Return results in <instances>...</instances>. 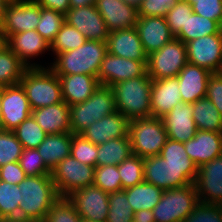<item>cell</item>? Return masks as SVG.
<instances>
[{
	"mask_svg": "<svg viewBox=\"0 0 222 222\" xmlns=\"http://www.w3.org/2000/svg\"><path fill=\"white\" fill-rule=\"evenodd\" d=\"M192 10L197 15L215 20L222 26V0H196Z\"/></svg>",
	"mask_w": 222,
	"mask_h": 222,
	"instance_id": "cell-49",
	"label": "cell"
},
{
	"mask_svg": "<svg viewBox=\"0 0 222 222\" xmlns=\"http://www.w3.org/2000/svg\"><path fill=\"white\" fill-rule=\"evenodd\" d=\"M83 222H97V221L83 220Z\"/></svg>",
	"mask_w": 222,
	"mask_h": 222,
	"instance_id": "cell-63",
	"label": "cell"
},
{
	"mask_svg": "<svg viewBox=\"0 0 222 222\" xmlns=\"http://www.w3.org/2000/svg\"><path fill=\"white\" fill-rule=\"evenodd\" d=\"M95 6L109 32L135 27L138 19L135 7L121 0H96Z\"/></svg>",
	"mask_w": 222,
	"mask_h": 222,
	"instance_id": "cell-23",
	"label": "cell"
},
{
	"mask_svg": "<svg viewBox=\"0 0 222 222\" xmlns=\"http://www.w3.org/2000/svg\"><path fill=\"white\" fill-rule=\"evenodd\" d=\"M219 73L222 74V63H221L220 69H219Z\"/></svg>",
	"mask_w": 222,
	"mask_h": 222,
	"instance_id": "cell-62",
	"label": "cell"
},
{
	"mask_svg": "<svg viewBox=\"0 0 222 222\" xmlns=\"http://www.w3.org/2000/svg\"><path fill=\"white\" fill-rule=\"evenodd\" d=\"M72 133L48 134L37 150L45 165L52 171L70 155Z\"/></svg>",
	"mask_w": 222,
	"mask_h": 222,
	"instance_id": "cell-29",
	"label": "cell"
},
{
	"mask_svg": "<svg viewBox=\"0 0 222 222\" xmlns=\"http://www.w3.org/2000/svg\"><path fill=\"white\" fill-rule=\"evenodd\" d=\"M211 74L208 70L188 62L177 75L182 101L192 104L206 97Z\"/></svg>",
	"mask_w": 222,
	"mask_h": 222,
	"instance_id": "cell-26",
	"label": "cell"
},
{
	"mask_svg": "<svg viewBox=\"0 0 222 222\" xmlns=\"http://www.w3.org/2000/svg\"><path fill=\"white\" fill-rule=\"evenodd\" d=\"M69 108L71 133L81 134L95 121L116 112L114 92L109 86L99 85L86 101Z\"/></svg>",
	"mask_w": 222,
	"mask_h": 222,
	"instance_id": "cell-5",
	"label": "cell"
},
{
	"mask_svg": "<svg viewBox=\"0 0 222 222\" xmlns=\"http://www.w3.org/2000/svg\"><path fill=\"white\" fill-rule=\"evenodd\" d=\"M8 3H9V1H7V0H0V26L3 21L5 9H6Z\"/></svg>",
	"mask_w": 222,
	"mask_h": 222,
	"instance_id": "cell-58",
	"label": "cell"
},
{
	"mask_svg": "<svg viewBox=\"0 0 222 222\" xmlns=\"http://www.w3.org/2000/svg\"><path fill=\"white\" fill-rule=\"evenodd\" d=\"M32 116L46 134L71 132L70 108L64 101L32 110Z\"/></svg>",
	"mask_w": 222,
	"mask_h": 222,
	"instance_id": "cell-28",
	"label": "cell"
},
{
	"mask_svg": "<svg viewBox=\"0 0 222 222\" xmlns=\"http://www.w3.org/2000/svg\"><path fill=\"white\" fill-rule=\"evenodd\" d=\"M108 195L109 193L93 184L74 190L67 199L74 205L82 220L106 222L109 211Z\"/></svg>",
	"mask_w": 222,
	"mask_h": 222,
	"instance_id": "cell-12",
	"label": "cell"
},
{
	"mask_svg": "<svg viewBox=\"0 0 222 222\" xmlns=\"http://www.w3.org/2000/svg\"><path fill=\"white\" fill-rule=\"evenodd\" d=\"M206 97L216 106L222 116V74L212 73L210 75Z\"/></svg>",
	"mask_w": 222,
	"mask_h": 222,
	"instance_id": "cell-51",
	"label": "cell"
},
{
	"mask_svg": "<svg viewBox=\"0 0 222 222\" xmlns=\"http://www.w3.org/2000/svg\"><path fill=\"white\" fill-rule=\"evenodd\" d=\"M187 63L186 44L174 38L147 56V72L152 80L176 77Z\"/></svg>",
	"mask_w": 222,
	"mask_h": 222,
	"instance_id": "cell-9",
	"label": "cell"
},
{
	"mask_svg": "<svg viewBox=\"0 0 222 222\" xmlns=\"http://www.w3.org/2000/svg\"><path fill=\"white\" fill-rule=\"evenodd\" d=\"M8 48L28 68H45V64L42 62H34V58H40L45 52H50L51 44H49L36 30H28L11 35L8 38Z\"/></svg>",
	"mask_w": 222,
	"mask_h": 222,
	"instance_id": "cell-17",
	"label": "cell"
},
{
	"mask_svg": "<svg viewBox=\"0 0 222 222\" xmlns=\"http://www.w3.org/2000/svg\"><path fill=\"white\" fill-rule=\"evenodd\" d=\"M30 115L32 109L22 86H3L0 130L13 131Z\"/></svg>",
	"mask_w": 222,
	"mask_h": 222,
	"instance_id": "cell-13",
	"label": "cell"
},
{
	"mask_svg": "<svg viewBox=\"0 0 222 222\" xmlns=\"http://www.w3.org/2000/svg\"><path fill=\"white\" fill-rule=\"evenodd\" d=\"M40 15L41 6L35 0L9 2L0 29L8 38L16 33L36 30Z\"/></svg>",
	"mask_w": 222,
	"mask_h": 222,
	"instance_id": "cell-11",
	"label": "cell"
},
{
	"mask_svg": "<svg viewBox=\"0 0 222 222\" xmlns=\"http://www.w3.org/2000/svg\"><path fill=\"white\" fill-rule=\"evenodd\" d=\"M222 31V26L215 20L204 18L192 12L188 17L185 26L181 28L180 33L175 37L185 44L191 40L207 35L217 34Z\"/></svg>",
	"mask_w": 222,
	"mask_h": 222,
	"instance_id": "cell-33",
	"label": "cell"
},
{
	"mask_svg": "<svg viewBox=\"0 0 222 222\" xmlns=\"http://www.w3.org/2000/svg\"><path fill=\"white\" fill-rule=\"evenodd\" d=\"M135 28L147 55L160 50L175 38L165 17L162 16H138Z\"/></svg>",
	"mask_w": 222,
	"mask_h": 222,
	"instance_id": "cell-19",
	"label": "cell"
},
{
	"mask_svg": "<svg viewBox=\"0 0 222 222\" xmlns=\"http://www.w3.org/2000/svg\"><path fill=\"white\" fill-rule=\"evenodd\" d=\"M44 222H83V220L67 197H59L46 213Z\"/></svg>",
	"mask_w": 222,
	"mask_h": 222,
	"instance_id": "cell-44",
	"label": "cell"
},
{
	"mask_svg": "<svg viewBox=\"0 0 222 222\" xmlns=\"http://www.w3.org/2000/svg\"><path fill=\"white\" fill-rule=\"evenodd\" d=\"M109 211L106 222H132L134 212L128 202L127 194L124 190L109 193Z\"/></svg>",
	"mask_w": 222,
	"mask_h": 222,
	"instance_id": "cell-39",
	"label": "cell"
},
{
	"mask_svg": "<svg viewBox=\"0 0 222 222\" xmlns=\"http://www.w3.org/2000/svg\"><path fill=\"white\" fill-rule=\"evenodd\" d=\"M184 147L189 158L200 167L222 154V133L197 130Z\"/></svg>",
	"mask_w": 222,
	"mask_h": 222,
	"instance_id": "cell-22",
	"label": "cell"
},
{
	"mask_svg": "<svg viewBox=\"0 0 222 222\" xmlns=\"http://www.w3.org/2000/svg\"><path fill=\"white\" fill-rule=\"evenodd\" d=\"M181 101L177 76L153 80L150 99L152 117H163Z\"/></svg>",
	"mask_w": 222,
	"mask_h": 222,
	"instance_id": "cell-25",
	"label": "cell"
},
{
	"mask_svg": "<svg viewBox=\"0 0 222 222\" xmlns=\"http://www.w3.org/2000/svg\"><path fill=\"white\" fill-rule=\"evenodd\" d=\"M192 12V6L183 0H177L168 9L165 19L175 37L180 33L181 28L185 26V23L188 17L192 15Z\"/></svg>",
	"mask_w": 222,
	"mask_h": 222,
	"instance_id": "cell-46",
	"label": "cell"
},
{
	"mask_svg": "<svg viewBox=\"0 0 222 222\" xmlns=\"http://www.w3.org/2000/svg\"><path fill=\"white\" fill-rule=\"evenodd\" d=\"M129 135L98 144L96 166L119 165L132 155Z\"/></svg>",
	"mask_w": 222,
	"mask_h": 222,
	"instance_id": "cell-30",
	"label": "cell"
},
{
	"mask_svg": "<svg viewBox=\"0 0 222 222\" xmlns=\"http://www.w3.org/2000/svg\"><path fill=\"white\" fill-rule=\"evenodd\" d=\"M65 22V14L41 7V15L36 31L51 44L63 23Z\"/></svg>",
	"mask_w": 222,
	"mask_h": 222,
	"instance_id": "cell-41",
	"label": "cell"
},
{
	"mask_svg": "<svg viewBox=\"0 0 222 222\" xmlns=\"http://www.w3.org/2000/svg\"><path fill=\"white\" fill-rule=\"evenodd\" d=\"M65 22L78 29L87 40L107 42L110 32L95 5L69 8Z\"/></svg>",
	"mask_w": 222,
	"mask_h": 222,
	"instance_id": "cell-18",
	"label": "cell"
},
{
	"mask_svg": "<svg viewBox=\"0 0 222 222\" xmlns=\"http://www.w3.org/2000/svg\"><path fill=\"white\" fill-rule=\"evenodd\" d=\"M94 185L107 193L122 191L118 165L96 166Z\"/></svg>",
	"mask_w": 222,
	"mask_h": 222,
	"instance_id": "cell-43",
	"label": "cell"
},
{
	"mask_svg": "<svg viewBox=\"0 0 222 222\" xmlns=\"http://www.w3.org/2000/svg\"><path fill=\"white\" fill-rule=\"evenodd\" d=\"M123 3L135 7L137 10L141 6L143 0H121Z\"/></svg>",
	"mask_w": 222,
	"mask_h": 222,
	"instance_id": "cell-59",
	"label": "cell"
},
{
	"mask_svg": "<svg viewBox=\"0 0 222 222\" xmlns=\"http://www.w3.org/2000/svg\"><path fill=\"white\" fill-rule=\"evenodd\" d=\"M96 0H69L70 8L95 5Z\"/></svg>",
	"mask_w": 222,
	"mask_h": 222,
	"instance_id": "cell-55",
	"label": "cell"
},
{
	"mask_svg": "<svg viewBox=\"0 0 222 222\" xmlns=\"http://www.w3.org/2000/svg\"><path fill=\"white\" fill-rule=\"evenodd\" d=\"M19 84L24 89L32 110L63 101L58 75L49 67L28 68Z\"/></svg>",
	"mask_w": 222,
	"mask_h": 222,
	"instance_id": "cell-4",
	"label": "cell"
},
{
	"mask_svg": "<svg viewBox=\"0 0 222 222\" xmlns=\"http://www.w3.org/2000/svg\"><path fill=\"white\" fill-rule=\"evenodd\" d=\"M189 3L191 6L196 2V0H183Z\"/></svg>",
	"mask_w": 222,
	"mask_h": 222,
	"instance_id": "cell-61",
	"label": "cell"
},
{
	"mask_svg": "<svg viewBox=\"0 0 222 222\" xmlns=\"http://www.w3.org/2000/svg\"><path fill=\"white\" fill-rule=\"evenodd\" d=\"M6 48H8V37L0 29V53H2Z\"/></svg>",
	"mask_w": 222,
	"mask_h": 222,
	"instance_id": "cell-57",
	"label": "cell"
},
{
	"mask_svg": "<svg viewBox=\"0 0 222 222\" xmlns=\"http://www.w3.org/2000/svg\"><path fill=\"white\" fill-rule=\"evenodd\" d=\"M181 222H222L221 205L199 202Z\"/></svg>",
	"mask_w": 222,
	"mask_h": 222,
	"instance_id": "cell-48",
	"label": "cell"
},
{
	"mask_svg": "<svg viewBox=\"0 0 222 222\" xmlns=\"http://www.w3.org/2000/svg\"><path fill=\"white\" fill-rule=\"evenodd\" d=\"M159 155L174 169H198L189 158L182 142L168 138Z\"/></svg>",
	"mask_w": 222,
	"mask_h": 222,
	"instance_id": "cell-37",
	"label": "cell"
},
{
	"mask_svg": "<svg viewBox=\"0 0 222 222\" xmlns=\"http://www.w3.org/2000/svg\"><path fill=\"white\" fill-rule=\"evenodd\" d=\"M128 135L132 153L141 158L159 155L168 140L163 120L158 117L130 120Z\"/></svg>",
	"mask_w": 222,
	"mask_h": 222,
	"instance_id": "cell-6",
	"label": "cell"
},
{
	"mask_svg": "<svg viewBox=\"0 0 222 222\" xmlns=\"http://www.w3.org/2000/svg\"><path fill=\"white\" fill-rule=\"evenodd\" d=\"M133 222H155L152 210H140L134 213Z\"/></svg>",
	"mask_w": 222,
	"mask_h": 222,
	"instance_id": "cell-54",
	"label": "cell"
},
{
	"mask_svg": "<svg viewBox=\"0 0 222 222\" xmlns=\"http://www.w3.org/2000/svg\"><path fill=\"white\" fill-rule=\"evenodd\" d=\"M195 184L164 190L159 203L155 206V222H181L199 203Z\"/></svg>",
	"mask_w": 222,
	"mask_h": 222,
	"instance_id": "cell-7",
	"label": "cell"
},
{
	"mask_svg": "<svg viewBox=\"0 0 222 222\" xmlns=\"http://www.w3.org/2000/svg\"><path fill=\"white\" fill-rule=\"evenodd\" d=\"M194 184L200 202L222 204V154L198 167Z\"/></svg>",
	"mask_w": 222,
	"mask_h": 222,
	"instance_id": "cell-16",
	"label": "cell"
},
{
	"mask_svg": "<svg viewBox=\"0 0 222 222\" xmlns=\"http://www.w3.org/2000/svg\"><path fill=\"white\" fill-rule=\"evenodd\" d=\"M192 113V104L181 101L161 117L169 139L185 143L195 136L198 129Z\"/></svg>",
	"mask_w": 222,
	"mask_h": 222,
	"instance_id": "cell-20",
	"label": "cell"
},
{
	"mask_svg": "<svg viewBox=\"0 0 222 222\" xmlns=\"http://www.w3.org/2000/svg\"><path fill=\"white\" fill-rule=\"evenodd\" d=\"M188 62L219 73L222 63V31L207 35L186 43Z\"/></svg>",
	"mask_w": 222,
	"mask_h": 222,
	"instance_id": "cell-14",
	"label": "cell"
},
{
	"mask_svg": "<svg viewBox=\"0 0 222 222\" xmlns=\"http://www.w3.org/2000/svg\"><path fill=\"white\" fill-rule=\"evenodd\" d=\"M87 41L86 37L75 27L64 22L51 43V51L55 57L59 53L68 52L81 47Z\"/></svg>",
	"mask_w": 222,
	"mask_h": 222,
	"instance_id": "cell-35",
	"label": "cell"
},
{
	"mask_svg": "<svg viewBox=\"0 0 222 222\" xmlns=\"http://www.w3.org/2000/svg\"><path fill=\"white\" fill-rule=\"evenodd\" d=\"M23 146L13 131L0 130V167L9 162H18Z\"/></svg>",
	"mask_w": 222,
	"mask_h": 222,
	"instance_id": "cell-45",
	"label": "cell"
},
{
	"mask_svg": "<svg viewBox=\"0 0 222 222\" xmlns=\"http://www.w3.org/2000/svg\"><path fill=\"white\" fill-rule=\"evenodd\" d=\"M63 101L69 106L86 101L100 85L98 78L86 74L58 75Z\"/></svg>",
	"mask_w": 222,
	"mask_h": 222,
	"instance_id": "cell-27",
	"label": "cell"
},
{
	"mask_svg": "<svg viewBox=\"0 0 222 222\" xmlns=\"http://www.w3.org/2000/svg\"><path fill=\"white\" fill-rule=\"evenodd\" d=\"M28 67L9 49L0 53V86L19 84Z\"/></svg>",
	"mask_w": 222,
	"mask_h": 222,
	"instance_id": "cell-34",
	"label": "cell"
},
{
	"mask_svg": "<svg viewBox=\"0 0 222 222\" xmlns=\"http://www.w3.org/2000/svg\"><path fill=\"white\" fill-rule=\"evenodd\" d=\"M110 54L136 61H147L142 42L135 27L112 31L107 38Z\"/></svg>",
	"mask_w": 222,
	"mask_h": 222,
	"instance_id": "cell-24",
	"label": "cell"
},
{
	"mask_svg": "<svg viewBox=\"0 0 222 222\" xmlns=\"http://www.w3.org/2000/svg\"><path fill=\"white\" fill-rule=\"evenodd\" d=\"M70 155L80 163L96 167L98 145L88 141L81 134H72Z\"/></svg>",
	"mask_w": 222,
	"mask_h": 222,
	"instance_id": "cell-42",
	"label": "cell"
},
{
	"mask_svg": "<svg viewBox=\"0 0 222 222\" xmlns=\"http://www.w3.org/2000/svg\"><path fill=\"white\" fill-rule=\"evenodd\" d=\"M0 222H44L36 219H23V218H0Z\"/></svg>",
	"mask_w": 222,
	"mask_h": 222,
	"instance_id": "cell-56",
	"label": "cell"
},
{
	"mask_svg": "<svg viewBox=\"0 0 222 222\" xmlns=\"http://www.w3.org/2000/svg\"><path fill=\"white\" fill-rule=\"evenodd\" d=\"M41 7L65 14L69 8V0H35Z\"/></svg>",
	"mask_w": 222,
	"mask_h": 222,
	"instance_id": "cell-53",
	"label": "cell"
},
{
	"mask_svg": "<svg viewBox=\"0 0 222 222\" xmlns=\"http://www.w3.org/2000/svg\"><path fill=\"white\" fill-rule=\"evenodd\" d=\"M177 0H143L138 8V16H162L167 15L168 9Z\"/></svg>",
	"mask_w": 222,
	"mask_h": 222,
	"instance_id": "cell-50",
	"label": "cell"
},
{
	"mask_svg": "<svg viewBox=\"0 0 222 222\" xmlns=\"http://www.w3.org/2000/svg\"><path fill=\"white\" fill-rule=\"evenodd\" d=\"M192 109L193 119L198 130L222 133V116L207 97L192 103Z\"/></svg>",
	"mask_w": 222,
	"mask_h": 222,
	"instance_id": "cell-31",
	"label": "cell"
},
{
	"mask_svg": "<svg viewBox=\"0 0 222 222\" xmlns=\"http://www.w3.org/2000/svg\"><path fill=\"white\" fill-rule=\"evenodd\" d=\"M153 80L146 71L142 76L114 84L116 111L129 121L152 117L150 108L151 85Z\"/></svg>",
	"mask_w": 222,
	"mask_h": 222,
	"instance_id": "cell-3",
	"label": "cell"
},
{
	"mask_svg": "<svg viewBox=\"0 0 222 222\" xmlns=\"http://www.w3.org/2000/svg\"><path fill=\"white\" fill-rule=\"evenodd\" d=\"M144 181L170 190L195 182L198 169H174L160 155L143 158Z\"/></svg>",
	"mask_w": 222,
	"mask_h": 222,
	"instance_id": "cell-8",
	"label": "cell"
},
{
	"mask_svg": "<svg viewBox=\"0 0 222 222\" xmlns=\"http://www.w3.org/2000/svg\"><path fill=\"white\" fill-rule=\"evenodd\" d=\"M13 132L22 144L23 149H37L48 135L32 115L24 120Z\"/></svg>",
	"mask_w": 222,
	"mask_h": 222,
	"instance_id": "cell-36",
	"label": "cell"
},
{
	"mask_svg": "<svg viewBox=\"0 0 222 222\" xmlns=\"http://www.w3.org/2000/svg\"><path fill=\"white\" fill-rule=\"evenodd\" d=\"M95 167L80 163L69 155L51 172L59 197H67L74 190L94 184Z\"/></svg>",
	"mask_w": 222,
	"mask_h": 222,
	"instance_id": "cell-10",
	"label": "cell"
},
{
	"mask_svg": "<svg viewBox=\"0 0 222 222\" xmlns=\"http://www.w3.org/2000/svg\"><path fill=\"white\" fill-rule=\"evenodd\" d=\"M147 71V61H136L106 53L98 72L100 85L112 87L121 81L142 76Z\"/></svg>",
	"mask_w": 222,
	"mask_h": 222,
	"instance_id": "cell-15",
	"label": "cell"
},
{
	"mask_svg": "<svg viewBox=\"0 0 222 222\" xmlns=\"http://www.w3.org/2000/svg\"><path fill=\"white\" fill-rule=\"evenodd\" d=\"M129 120L120 112L102 117L86 128L81 135L93 144L128 136Z\"/></svg>",
	"mask_w": 222,
	"mask_h": 222,
	"instance_id": "cell-21",
	"label": "cell"
},
{
	"mask_svg": "<svg viewBox=\"0 0 222 222\" xmlns=\"http://www.w3.org/2000/svg\"><path fill=\"white\" fill-rule=\"evenodd\" d=\"M133 212L153 210L159 203L163 190L143 181L133 187L124 189Z\"/></svg>",
	"mask_w": 222,
	"mask_h": 222,
	"instance_id": "cell-32",
	"label": "cell"
},
{
	"mask_svg": "<svg viewBox=\"0 0 222 222\" xmlns=\"http://www.w3.org/2000/svg\"><path fill=\"white\" fill-rule=\"evenodd\" d=\"M122 189L133 187L144 181L143 158L132 154L118 165Z\"/></svg>",
	"mask_w": 222,
	"mask_h": 222,
	"instance_id": "cell-40",
	"label": "cell"
},
{
	"mask_svg": "<svg viewBox=\"0 0 222 222\" xmlns=\"http://www.w3.org/2000/svg\"><path fill=\"white\" fill-rule=\"evenodd\" d=\"M107 52L106 42L87 40L81 47L59 53L50 64H45L56 75L86 74L98 77L101 62Z\"/></svg>",
	"mask_w": 222,
	"mask_h": 222,
	"instance_id": "cell-1",
	"label": "cell"
},
{
	"mask_svg": "<svg viewBox=\"0 0 222 222\" xmlns=\"http://www.w3.org/2000/svg\"><path fill=\"white\" fill-rule=\"evenodd\" d=\"M20 201L19 186L0 180V218H19Z\"/></svg>",
	"mask_w": 222,
	"mask_h": 222,
	"instance_id": "cell-38",
	"label": "cell"
},
{
	"mask_svg": "<svg viewBox=\"0 0 222 222\" xmlns=\"http://www.w3.org/2000/svg\"><path fill=\"white\" fill-rule=\"evenodd\" d=\"M27 175L21 168L19 162H9L0 167V180L19 185Z\"/></svg>",
	"mask_w": 222,
	"mask_h": 222,
	"instance_id": "cell-52",
	"label": "cell"
},
{
	"mask_svg": "<svg viewBox=\"0 0 222 222\" xmlns=\"http://www.w3.org/2000/svg\"><path fill=\"white\" fill-rule=\"evenodd\" d=\"M19 218L44 221L46 213L59 199L51 175L27 176L19 185Z\"/></svg>",
	"mask_w": 222,
	"mask_h": 222,
	"instance_id": "cell-2",
	"label": "cell"
},
{
	"mask_svg": "<svg viewBox=\"0 0 222 222\" xmlns=\"http://www.w3.org/2000/svg\"><path fill=\"white\" fill-rule=\"evenodd\" d=\"M3 86H0V121H1V98H2Z\"/></svg>",
	"mask_w": 222,
	"mask_h": 222,
	"instance_id": "cell-60",
	"label": "cell"
},
{
	"mask_svg": "<svg viewBox=\"0 0 222 222\" xmlns=\"http://www.w3.org/2000/svg\"><path fill=\"white\" fill-rule=\"evenodd\" d=\"M18 162L27 176L51 175L37 149H23Z\"/></svg>",
	"mask_w": 222,
	"mask_h": 222,
	"instance_id": "cell-47",
	"label": "cell"
}]
</instances>
